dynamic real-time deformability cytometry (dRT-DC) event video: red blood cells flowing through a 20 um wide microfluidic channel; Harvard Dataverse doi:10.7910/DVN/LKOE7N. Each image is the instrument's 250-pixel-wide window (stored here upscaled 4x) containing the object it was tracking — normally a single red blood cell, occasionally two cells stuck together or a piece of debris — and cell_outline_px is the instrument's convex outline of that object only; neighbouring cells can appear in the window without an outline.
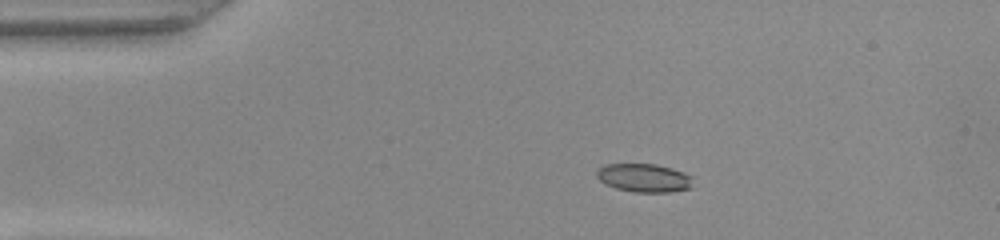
{"species": "common noctule bat (a hibernating species)", "species_latin": "Nyctalus noctula", "temperature_condition": "warm", "stored_images_in_passage": 42, "camera_frame_rate_fps": 3000, "um_per_image_px": 0.085, "animal": {"sex": "female", "body_mass_g": 22.0, "forearm_length_mm": 56.7}, "frame": {"image": 1, "passage_image": 1, "time_ms": 0.0, "image_size_px": [1000, 240], "cell_outline_px": [[692, 188], [668, 192], [636, 192], [616, 188], [604, 184], [596, 176], [596, 172], [604, 164], [656, 164], [672, 168], [684, 172], [692, 176]], "centroid_in_image_um": [54.75, 15.12], "position_along_channel_um": 30.2, "area_um2": 16.01}}
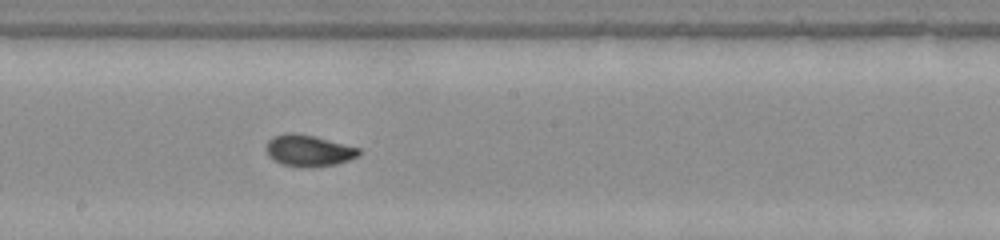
{"frame": {"image": 2, "passage_image": 19, "time_ms": 6.0, "image_size_px": [1000, 240], "cell_outline_px": [[360, 156], [336, 164], [304, 168], [300, 168], [280, 164], [272, 160], [268, 156], [264, 148], [268, 140], [272, 136], [284, 132], [292, 132], [316, 136], [360, 148]], "centroid_in_image_um": [26.18, 12.8], "position_along_channel_um": 222.0, "area_um2": 17.51}}
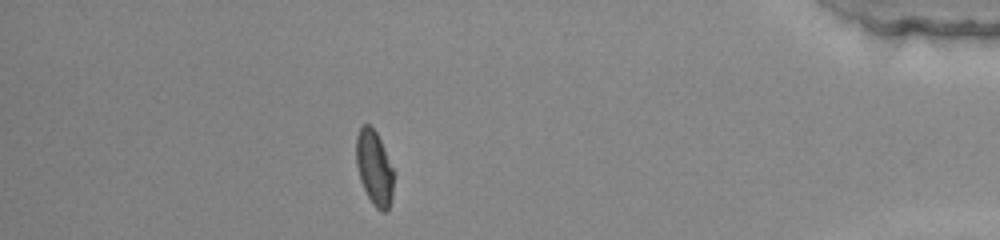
{"frame": {"image": 3, "passage_image": 36, "time_ms": 11.667, "image_size_px": [1000, 240], "cell_outline_px": [[396, 172], [392, 196], [388, 208], [384, 212], [380, 212], [372, 204], [360, 180], [356, 164], [356, 136], [360, 128], [364, 124], [368, 124], [376, 132]], "centroid_in_image_um": [31.84, 14.29], "position_along_channel_um": 403.4, "area_um2": 16.59}, "authors_computed_cell_mechanics": {"area_um2": 16.7042, "velocity_mm_per_s": 4.0452, "shape_relaxation_time_tau1_ms": 10.9423, "shape_relaxation_time_tau2_ms": 0.8359, "deformation_change_tau1": 0.2779, "deformation_change_tau2": 0.0571}}